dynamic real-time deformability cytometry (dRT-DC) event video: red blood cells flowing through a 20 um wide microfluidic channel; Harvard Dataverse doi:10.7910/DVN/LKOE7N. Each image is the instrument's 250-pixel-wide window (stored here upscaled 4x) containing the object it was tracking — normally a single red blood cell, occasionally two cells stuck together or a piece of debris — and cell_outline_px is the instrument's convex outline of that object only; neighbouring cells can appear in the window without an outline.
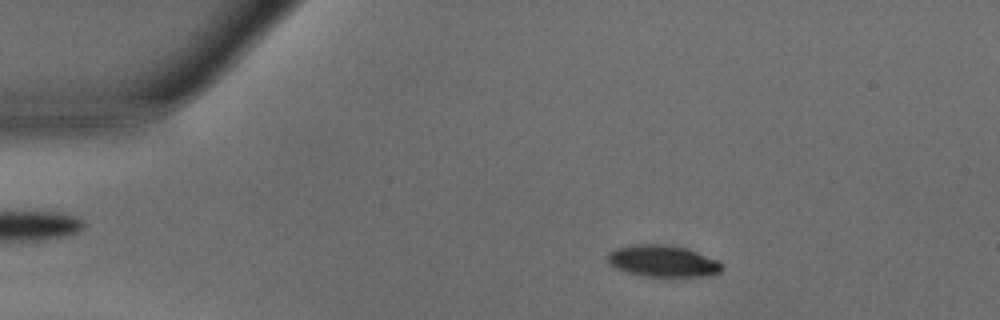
{"species": "common noctule bat (a hibernating species)", "species_latin": "Nyctalus noctula", "temperature_condition": "warm", "stored_images_in_passage": 36, "camera_frame_rate_fps": 3000, "um_per_image_px": 0.085, "animal": {"sex": "male", "body_mass_g": 15.6}, "frame": {"image": 1, "passage_image": 6, "time_ms": 1.667, "image_size_px": [1000, 320], "cell_outline_px": [[724, 268], [720, 272], [704, 276], [644, 276], [628, 272], [616, 268], [608, 264], [608, 252], [616, 248], [636, 244], [660, 244], [684, 248], [696, 252], [716, 260], [724, 264]], "centroid_in_image_um": [56.32, 22.19], "position_along_channel_um": 28.7, "area_um2": 20.81}}
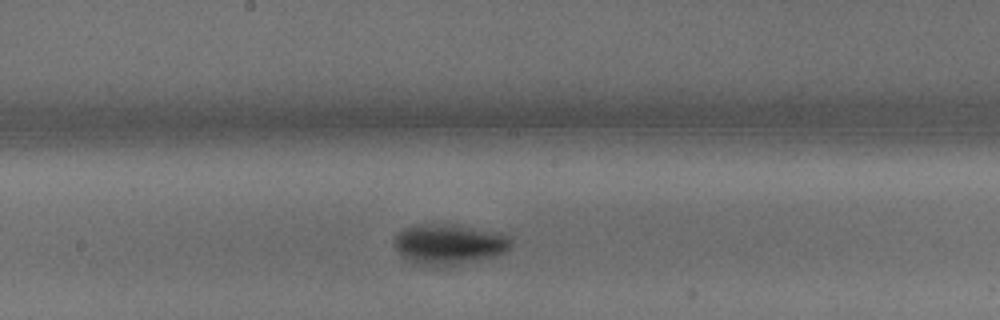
{"frame": {"image": 2, "passage_image": 23, "time_ms": 7.333, "image_size_px": [1000, 320], "cell_outline_px": [[512, 244], [504, 252], [492, 256], [456, 264], [432, 268], [428, 268], [396, 252], [392, 244], [396, 232], [404, 228], [416, 224], [456, 224], [492, 232], [504, 236], [512, 240]], "centroid_in_image_um": [38.05, 20.75], "position_along_channel_um": 210.2, "area_um2": 27.28}}
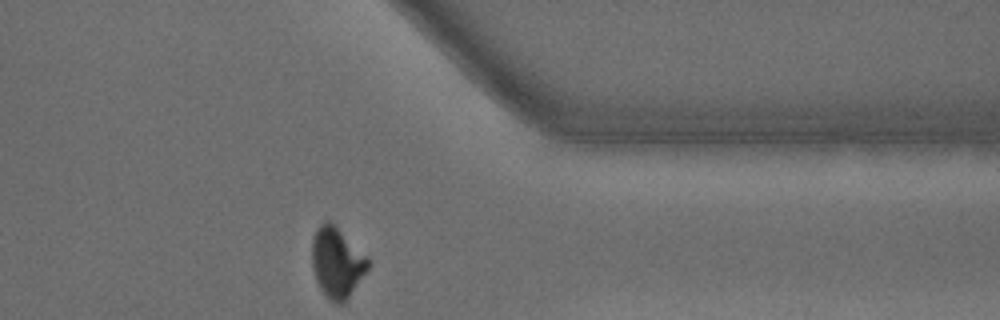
{"frame": {"image": 3, "passage_image": 36, "time_ms": 11.667, "image_size_px": [1000, 320], "cell_outline_px": [[368, 268], [348, 296], [340, 304], [336, 304], [320, 288], [316, 280], [312, 268], [312, 240], [316, 228], [324, 220], [328, 220], [368, 260]], "centroid_in_image_um": [28.57, 22.31], "position_along_channel_um": 382.8, "area_um2": 21.79}, "authors_computed_cell_mechanics": {"area_um2": 24.6806, "velocity_mm_per_s": 4.2266, "shape_relaxation_time_tau1_ms": 2.5698, "shape_relaxation_time_tau2_ms": null, "deformation_change_tau1": 0.1396, "deformation_change_tau2": null}}